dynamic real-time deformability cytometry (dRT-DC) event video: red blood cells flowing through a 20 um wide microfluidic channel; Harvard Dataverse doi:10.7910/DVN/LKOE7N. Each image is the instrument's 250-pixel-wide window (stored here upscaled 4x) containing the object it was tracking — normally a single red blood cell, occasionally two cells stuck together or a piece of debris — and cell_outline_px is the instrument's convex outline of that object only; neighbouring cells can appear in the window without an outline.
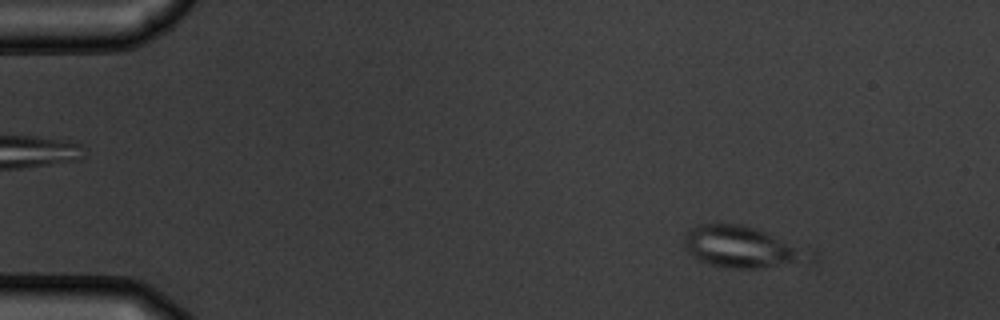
{"species": "common noctule bat (a hibernating species)", "species_latin": "Nyctalus noctula", "temperature_condition": "warm", "stored_images_in_passage": 8, "camera_frame_rate_fps": 3000, "um_per_image_px": 0.085, "animal": {"sex": "male", "body_mass_g": 19.5, "forearm_length_mm": 54.6}, "frame": {"image": 1, "passage_image": 1, "time_ms": 0.0, "image_size_px": [1000, 320], "cell_outline_px": [[796, 260], [756, 268], [728, 268], [712, 264], [700, 260], [692, 256], [688, 252], [684, 244], [684, 236], [688, 228], [696, 224], [720, 220], [740, 224], [764, 232], [792, 248]], "centroid_in_image_um": [62.49, 20.89], "position_along_channel_um": 22.5, "area_um2": 27.63}}